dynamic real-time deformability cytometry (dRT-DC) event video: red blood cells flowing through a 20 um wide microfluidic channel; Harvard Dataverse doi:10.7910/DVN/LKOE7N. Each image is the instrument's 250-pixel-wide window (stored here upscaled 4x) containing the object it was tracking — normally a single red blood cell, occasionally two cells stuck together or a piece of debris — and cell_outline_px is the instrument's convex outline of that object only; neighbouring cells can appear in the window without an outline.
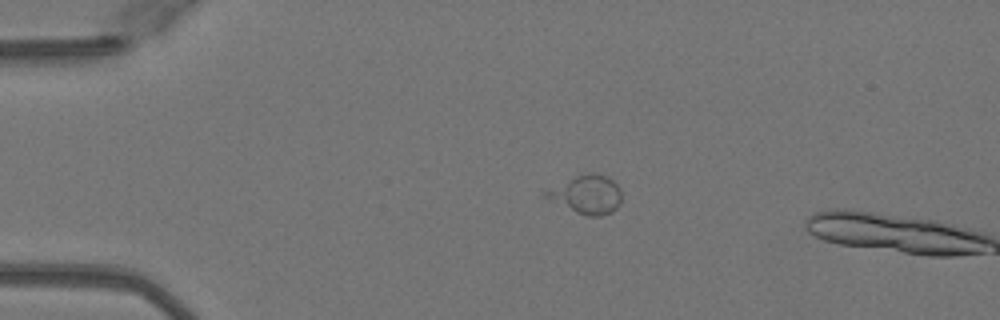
{"species": "Egyptian fruit bat (a non-hibernating species)", "species_latin": "Rousettus aegyptiacus", "temperature_condition": "warm", "stored_images_in_passage": 10, "camera_frame_rate_fps": 3000, "um_per_image_px": 0.085, "animal": {"sex": "female"}, "frame": {"image": 1, "passage_image": 10, "time_ms": 3.0, "image_size_px": [1000, 320], "cell_outline_px": [[620, 204], [612, 212], [600, 216], [588, 216], [576, 212], [548, 200], [540, 192], [576, 176], [592, 172], [608, 176], [620, 188]], "centroid_in_image_um": [49.84, 16.53], "position_along_channel_um": 35.2, "area_um2": 16.99}}